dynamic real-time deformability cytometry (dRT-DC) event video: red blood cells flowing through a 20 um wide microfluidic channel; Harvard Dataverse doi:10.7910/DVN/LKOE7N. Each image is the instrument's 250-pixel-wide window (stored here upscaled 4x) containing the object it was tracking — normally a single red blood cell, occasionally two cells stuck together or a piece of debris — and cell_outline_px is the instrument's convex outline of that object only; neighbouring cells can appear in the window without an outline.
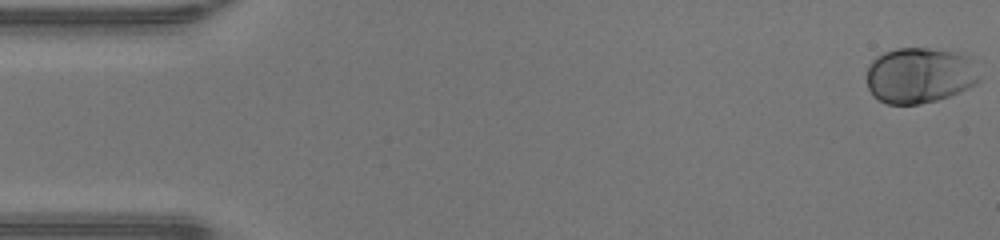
{"species": "human", "species_latin": "Homo sapiens", "temperature_condition": "warm", "stored_images_in_passage": 48, "camera_frame_rate_fps": 3000, "um_per_image_px": 0.085, "donor": {"sex": "male"}, "frame": {"image": 1, "passage_image": 1, "time_ms": 0.0, "image_size_px": [1000, 240], "cell_outline_px": [[980, 80], [976, 84], [960, 92], [936, 100], [920, 104], [888, 104], [872, 96], [868, 88], [868, 68], [872, 60], [884, 52], [896, 48], [928, 48], [956, 52], [968, 56]], "centroid_in_image_um": [78.15, 6.41], "position_along_channel_um": 6.9, "area_um2": 36.41}}
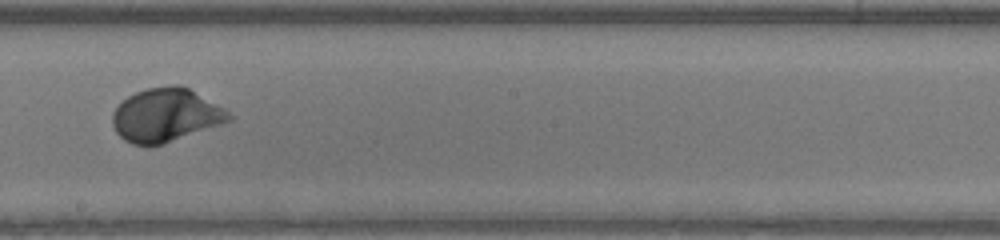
{"frame": {"image": 2, "passage_image": 27, "time_ms": 8.667, "image_size_px": [1000, 240], "cell_outline_px": [[236, 116], [232, 120], [164, 144], [132, 144], [124, 140], [116, 132], [112, 124], [112, 112], [128, 96], [136, 92], [148, 88], [172, 84], [180, 84], [188, 88], [224, 108]], "centroid_in_image_um": [14.11, 9.78], "position_along_channel_um": 234.1, "area_um2": 36.13}}
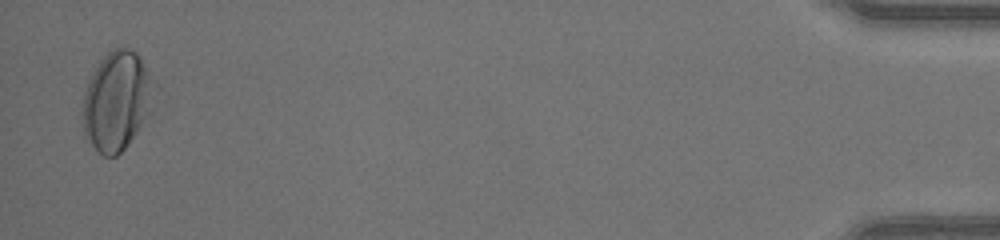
{"frame": {"image": 3, "passage_image": 47, "time_ms": 15.333, "image_size_px": [1000, 240], "cell_outline_px": [[152, 108], [128, 144], [116, 156], [104, 156], [84, 136], [80, 116], [80, 112], [84, 92], [88, 80], [100, 60], [112, 48], [128, 48], [136, 52], [148, 76]], "centroid_in_image_um": [9.81, 8.61], "position_along_channel_um": 425.4, "area_um2": 40.29}, "authors_computed_cell_mechanics": {"area_um2": 34.9979, "velocity_mm_per_s": 4.3251, "shape_relaxation_time_tau1_ms": 2.3465, "shape_relaxation_time_tau2_ms": null, "deformation_change_tau1": 0.1584, "deformation_change_tau2": null}}